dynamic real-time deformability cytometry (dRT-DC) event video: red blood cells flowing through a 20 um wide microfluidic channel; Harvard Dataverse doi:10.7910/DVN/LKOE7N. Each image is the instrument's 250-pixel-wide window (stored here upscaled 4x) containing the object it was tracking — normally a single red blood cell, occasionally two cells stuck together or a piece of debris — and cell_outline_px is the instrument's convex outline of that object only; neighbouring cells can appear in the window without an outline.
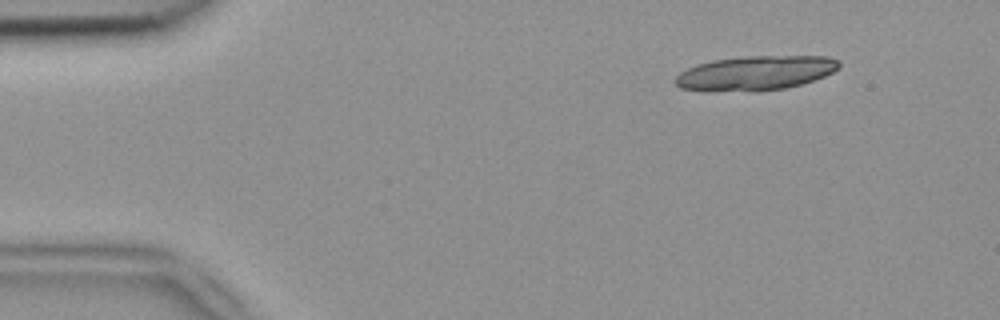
{"species": "common noctule bat (a hibernating species)", "species_latin": "Nyctalus noctula", "temperature_condition": "room temperature", "stored_images_in_passage": 8, "segment_of_instrument_passage": [1, 2], "camera_frame_rate_fps": 3000, "um_per_image_px": 0.085, "animal": {"sex": "female", "body_mass_g": 18.4}, "frame": {"image": 1, "passage_image": 2, "time_ms": 0.333, "image_size_px": [1000, 320], "cell_outline_px": [[840, 68], [824, 76], [788, 88], [756, 92], [704, 92], [680, 88], [676, 84], [676, 76], [680, 72], [696, 64], [712, 60], [744, 56], [828, 56], [840, 60]], "centroid_in_image_um": [64.19, 6.23], "position_along_channel_um": 20.8, "area_um2": 33.52}}